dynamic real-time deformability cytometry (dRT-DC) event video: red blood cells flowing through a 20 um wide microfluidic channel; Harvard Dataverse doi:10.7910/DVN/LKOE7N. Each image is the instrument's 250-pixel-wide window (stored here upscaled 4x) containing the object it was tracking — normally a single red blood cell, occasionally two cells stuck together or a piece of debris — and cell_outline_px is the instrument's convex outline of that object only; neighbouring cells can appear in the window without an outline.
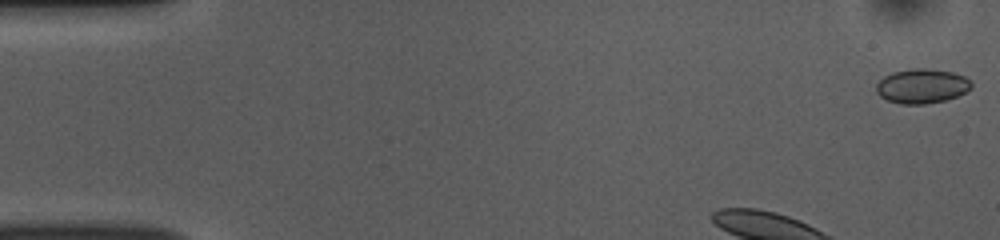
{"species": "common noctule bat (a hibernating species)", "species_latin": "Nyctalus noctula", "temperature_condition": "room temperature", "stored_images_in_passage": 48, "camera_frame_rate_fps": 3000, "um_per_image_px": 0.085, "animal": {"sex": "female", "body_mass_g": 10.0, "forearm_length_mm": 53.1}, "frame": {"image": 1, "passage_image": 1, "time_ms": 0.0, "image_size_px": [1000, 240], "cell_outline_px": [[972, 88], [956, 96], [944, 100], [924, 104], [900, 104], [888, 100], [880, 96], [876, 92], [876, 84], [884, 76], [892, 72], [912, 68], [924, 68], [952, 72], [964, 76], [972, 80]], "centroid_in_image_um": [78.35, 7.31], "position_along_channel_um": 6.6, "area_um2": 19.13}}
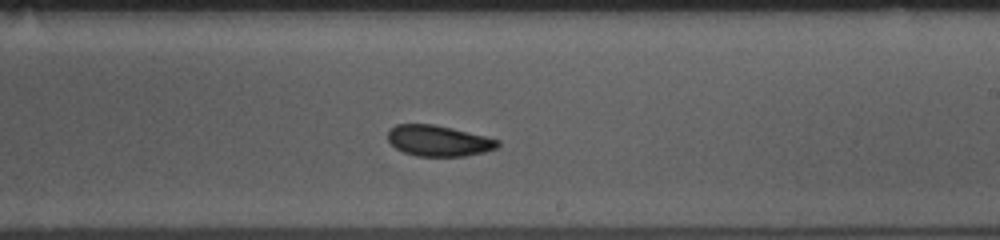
{"frame": {"image": 2, "passage_image": 26, "time_ms": 8.333, "image_size_px": [1000, 240], "cell_outline_px": [[500, 144], [496, 148], [484, 152], [464, 156], [416, 156], [404, 152], [396, 148], [388, 140], [388, 128], [396, 124], [432, 124], [452, 128], [500, 140]], "centroid_in_image_um": [37.25, 11.96], "position_along_channel_um": 251.7, "area_um2": 19.71}}
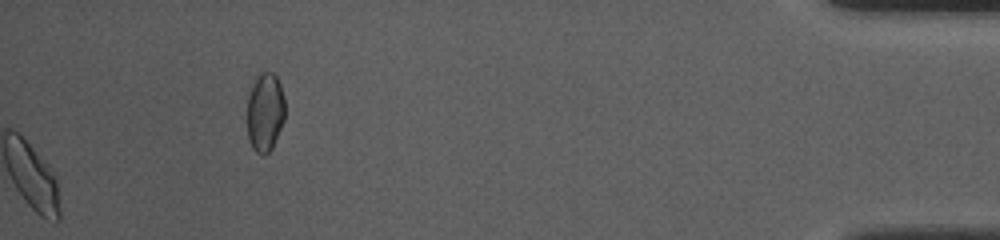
{"frame": {"image": 3, "passage_image": 48, "time_ms": 15.667, "image_size_px": [1000, 240], "cell_outline_px": [[284, 120], [272, 148], [264, 156], [260, 156], [252, 148], [248, 140], [248, 96], [252, 84], [256, 76], [260, 72], [272, 72], [276, 76], [280, 84], [284, 96]], "centroid_in_image_um": [22.52, 9.54], "position_along_channel_um": 412.7, "area_um2": 17.51}, "authors_computed_cell_mechanics": {"area_um2": 20.1144, "velocity_mm_per_s": 3.8083, "shape_relaxation_time_tau1_ms": 2.9049, "shape_relaxation_time_tau2_ms": 2.8653, "deformation_change_tau1": 0.0744, "deformation_change_tau2": 0.0482}}